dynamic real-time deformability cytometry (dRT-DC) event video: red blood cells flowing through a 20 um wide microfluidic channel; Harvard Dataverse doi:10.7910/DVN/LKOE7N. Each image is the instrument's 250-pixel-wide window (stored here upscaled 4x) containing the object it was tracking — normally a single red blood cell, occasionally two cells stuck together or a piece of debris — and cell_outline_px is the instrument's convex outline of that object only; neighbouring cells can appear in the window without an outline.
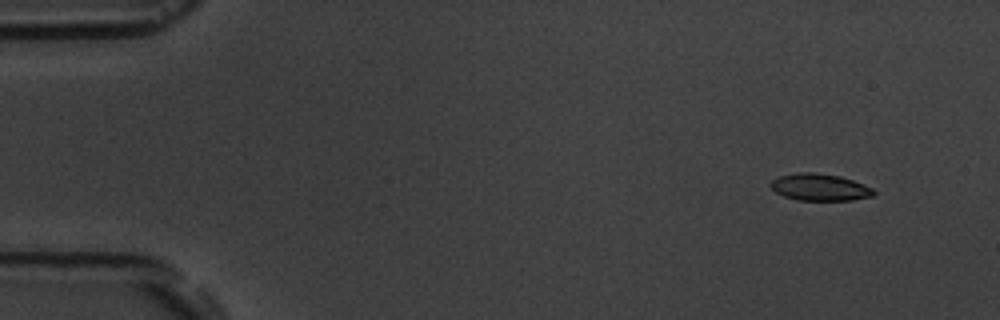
{"species": "common noctule bat (a hibernating species)", "species_latin": "Nyctalus noctula", "temperature_condition": "room temperature", "stored_images_in_passage": 6, "segment_of_instrument_passage": [2, 2], "camera_frame_rate_fps": 3000, "um_per_image_px": 0.085, "animal": {"sex": "male", "body_mass_g": 19.5, "forearm_length_mm": 54.6}, "frame": {"image": 1, "passage_image": 6, "time_ms": 6.333, "image_size_px": [1000, 320], "cell_outline_px": [[876, 192], [872, 196], [852, 200], [796, 200], [784, 196], [776, 192], [768, 184], [772, 180], [780, 176], [796, 172], [816, 172], [840, 176], [852, 180], [872, 188]], "centroid_in_image_um": [69.65, 15.91], "position_along_channel_um": 15.3, "area_um2": 16.18}}